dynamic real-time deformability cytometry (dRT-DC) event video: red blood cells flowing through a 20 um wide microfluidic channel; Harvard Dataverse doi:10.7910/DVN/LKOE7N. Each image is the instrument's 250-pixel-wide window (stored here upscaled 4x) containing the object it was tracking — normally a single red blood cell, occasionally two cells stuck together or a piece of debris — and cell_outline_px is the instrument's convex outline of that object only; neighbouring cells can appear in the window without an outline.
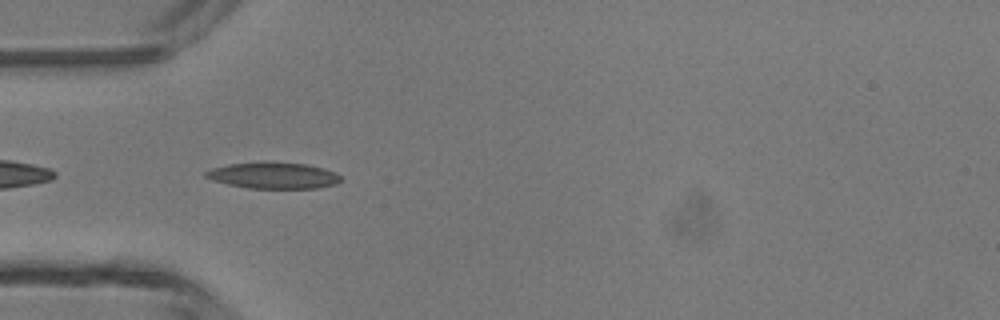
{"species": "common noctule bat (a hibernating species)", "species_latin": "Nyctalus noctula", "temperature_condition": "room temperature", "stored_images_in_passage": 34, "camera_frame_rate_fps": 3000, "um_per_image_px": 0.085, "animal": {"sex": "male", "body_mass_g": 13.3}, "frame": {"image": 1, "passage_image": 1, "time_ms": 0.0, "image_size_px": [1000, 320], "cell_outline_px": [[344, 180], [336, 184], [316, 188], [248, 188], [228, 184], [212, 180], [204, 176], [204, 172], [212, 168], [228, 164], [308, 164], [324, 168], [336, 172]], "centroid_in_image_um": [23.29, 14.95], "position_along_channel_um": 61.7, "area_um2": 20.06}}
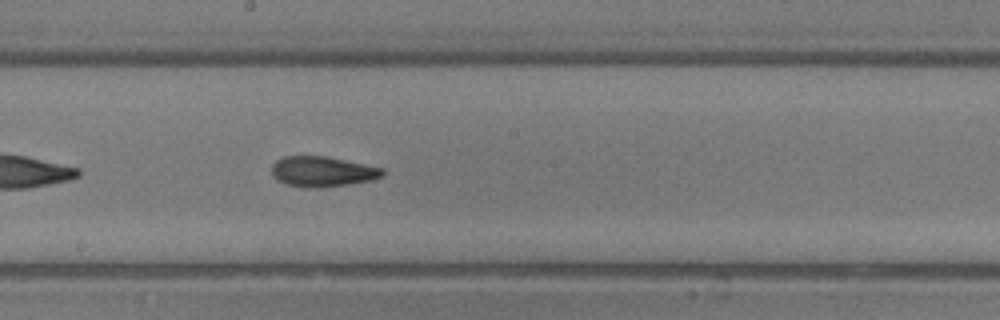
{"frame": {"image": 2, "passage_image": 12, "time_ms": 3.667, "image_size_px": [1000, 320], "cell_outline_px": [[384, 176], [372, 180], [348, 184], [316, 188], [288, 184], [276, 180], [272, 176], [272, 164], [276, 160], [284, 156], [328, 156], [384, 168]], "centroid_in_image_um": [27.42, 14.57], "position_along_channel_um": 220.8, "area_um2": 19.59}}
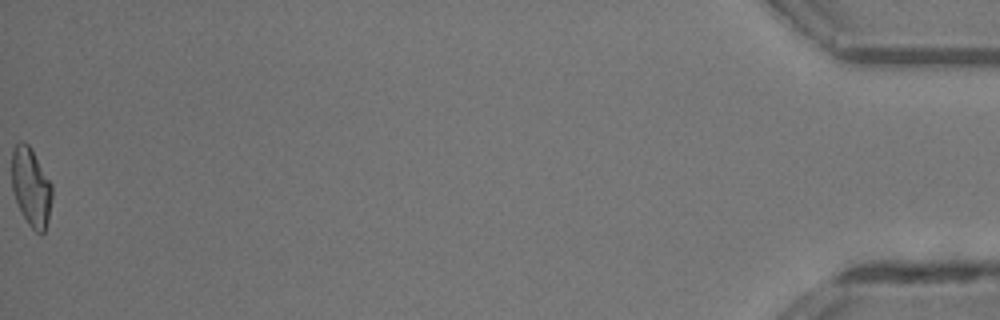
{"frame": {"image": 3, "passage_image": 34, "time_ms": 11.0, "image_size_px": [1000, 320], "cell_outline_px": [[52, 200], [48, 220], [44, 232], [36, 232], [28, 224], [16, 200], [12, 188], [12, 148], [20, 140], [24, 140], [28, 144], [52, 184]], "centroid_in_image_um": [2.64, 15.87], "position_along_channel_um": 432.6, "area_um2": 18.26}, "authors_computed_cell_mechanics": {"area_um2": 18.8428, "velocity_mm_per_s": 4.3622, "shape_relaxation_time_tau1_ms": null, "shape_relaxation_time_tau2_ms": 2.1217, "deformation_change_tau1": null, "deformation_change_tau2": 0.1013}}